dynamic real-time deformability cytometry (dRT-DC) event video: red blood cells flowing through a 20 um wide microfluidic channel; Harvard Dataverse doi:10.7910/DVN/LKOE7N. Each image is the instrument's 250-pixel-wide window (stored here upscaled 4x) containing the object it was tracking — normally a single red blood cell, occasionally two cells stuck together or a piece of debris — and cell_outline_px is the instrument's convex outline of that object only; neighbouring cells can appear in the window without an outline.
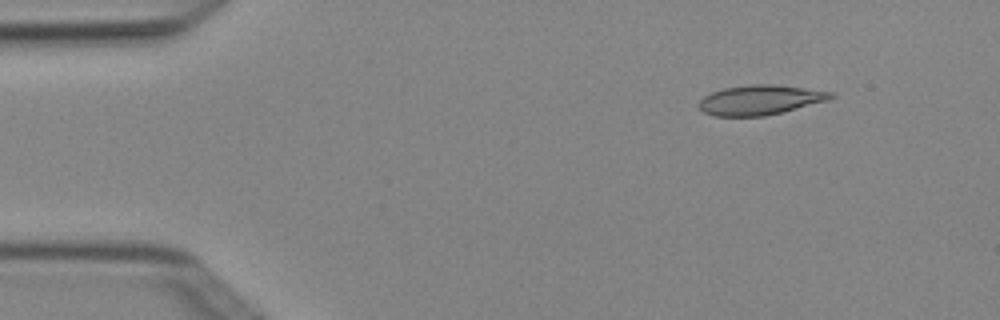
{"species": "Egyptian fruit bat (a non-hibernating species)", "species_latin": "Rousettus aegyptiacus", "temperature_condition": "cold", "stored_images_in_passage": 4, "camera_frame_rate_fps": 3000, "um_per_image_px": 0.085, "animal": {"sex": "female"}, "frame": {"image": 1, "passage_image": 1, "time_ms": 0.0, "image_size_px": [1000, 320], "cell_outline_px": [[836, 96], [828, 100], [784, 112], [764, 116], [712, 116], [704, 112], [700, 108], [700, 100], [704, 96], [712, 92], [724, 88], [748, 84], [772, 84], [804, 88], [832, 92]], "centroid_in_image_um": [64.61, 8.5], "position_along_channel_um": 20.4, "area_um2": 22.83}}
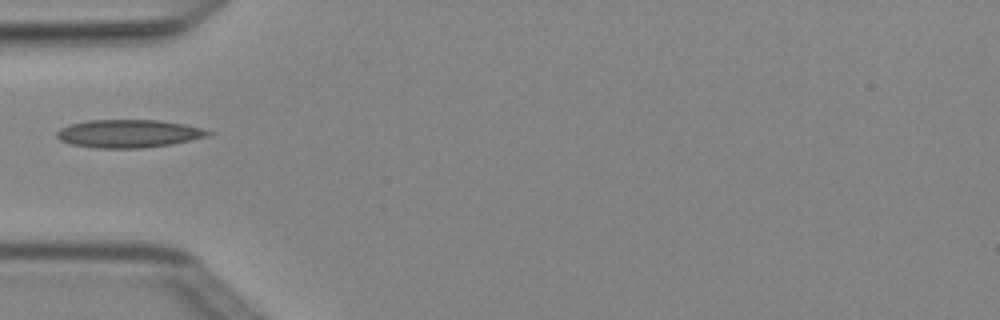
{"frame": {"image": 2, "passage_image": 4, "time_ms": 1.0, "image_size_px": [1000, 320], "cell_outline_px": [[212, 132], [208, 136], [172, 144], [144, 148], [96, 148], [72, 144], [60, 140], [56, 136], [56, 132], [60, 128], [68, 124], [88, 120], [160, 120], [184, 124], [204, 128]], "centroid_in_image_um": [10.93, 11.35], "position_along_channel_um": 74.1, "area_um2": 24.8}}